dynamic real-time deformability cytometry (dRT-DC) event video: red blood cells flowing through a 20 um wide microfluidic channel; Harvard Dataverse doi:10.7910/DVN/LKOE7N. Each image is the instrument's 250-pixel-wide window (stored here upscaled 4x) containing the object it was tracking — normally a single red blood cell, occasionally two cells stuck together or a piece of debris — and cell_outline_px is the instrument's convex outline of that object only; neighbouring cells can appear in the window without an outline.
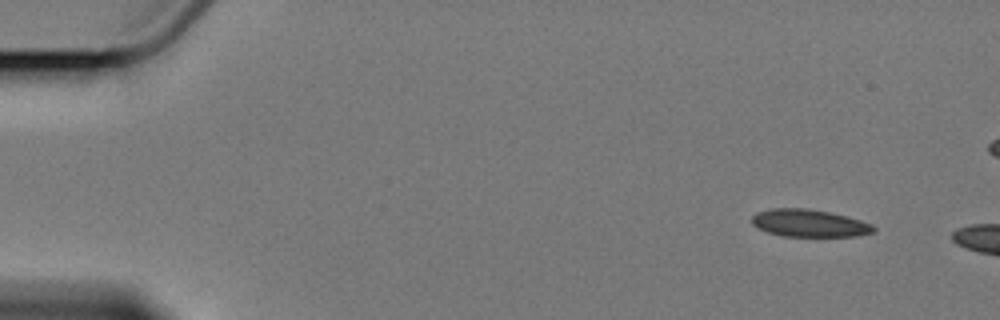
{"species": "Egyptian fruit bat (a non-hibernating species)", "species_latin": "Rousettus aegyptiacus", "temperature_condition": "cold", "stored_images_in_passage": 4, "camera_frame_rate_fps": 3000, "um_per_image_px": 0.085, "animal": {"sex": "female"}, "frame": {"image": 1, "passage_image": 1, "time_ms": 0.0, "image_size_px": [1000, 320], "cell_outline_px": [[876, 228], [872, 232], [856, 236], [784, 236], [768, 232], [756, 228], [752, 224], [752, 216], [756, 212], [772, 208], [808, 208], [848, 216], [872, 224]], "centroid_in_image_um": [68.76, 18.96], "position_along_channel_um": 16.2, "area_um2": 19.48}}